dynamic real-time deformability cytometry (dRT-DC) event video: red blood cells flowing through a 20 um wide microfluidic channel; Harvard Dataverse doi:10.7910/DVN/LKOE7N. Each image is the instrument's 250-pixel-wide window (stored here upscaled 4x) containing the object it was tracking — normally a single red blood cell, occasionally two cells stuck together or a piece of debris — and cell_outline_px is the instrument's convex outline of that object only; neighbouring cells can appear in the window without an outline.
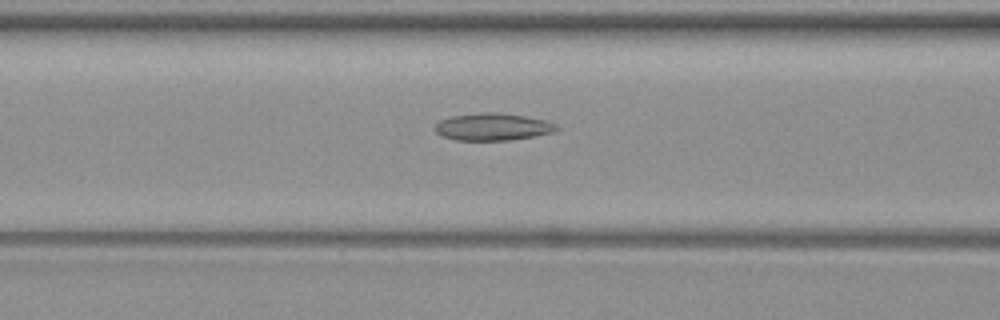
{"species": "common noctule bat (a hibernating species)", "species_latin": "Nyctalus noctula", "temperature_condition": "warm", "stored_images_in_passage": 54, "camera_frame_rate_fps": 3000, "um_per_image_px": 0.085, "animal": {"sex": "female", "body_mass_g": 19.3, "forearm_length_mm": 54.1}, "frame": {"image": 1, "passage_image": 22, "time_ms": 7.0, "image_size_px": [1000, 320], "cell_outline_px": [[560, 128], [552, 132], [532, 136], [508, 140], [456, 140], [440, 136], [436, 132], [436, 124], [440, 120], [448, 116], [480, 112], [496, 112], [524, 116], [544, 120], [556, 124]], "centroid_in_image_um": [41.83, 10.77], "position_along_channel_um": 124.8, "area_um2": 19.25}}
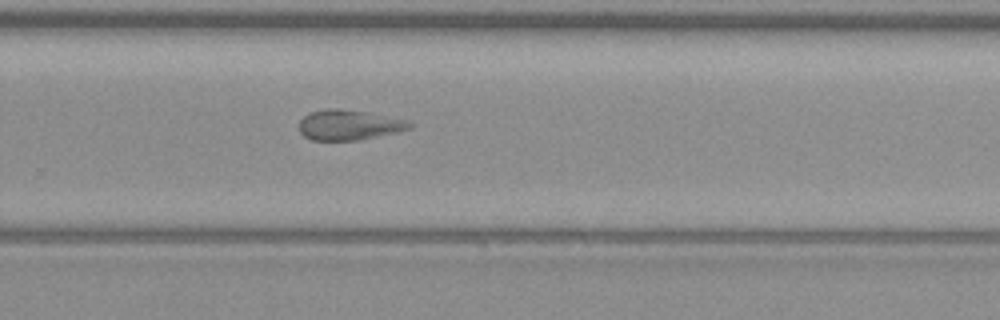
{"frame": {"image": 2, "passage_image": 36, "time_ms": 11.667, "image_size_px": [1000, 320], "cell_outline_px": [[412, 128], [396, 132], [360, 140], [312, 140], [304, 136], [300, 132], [300, 120], [308, 112], [324, 108], [336, 108], [368, 112], [404, 120], [412, 124]], "centroid_in_image_um": [29.61, 10.61], "position_along_channel_um": 300.2, "area_um2": 19.36}}
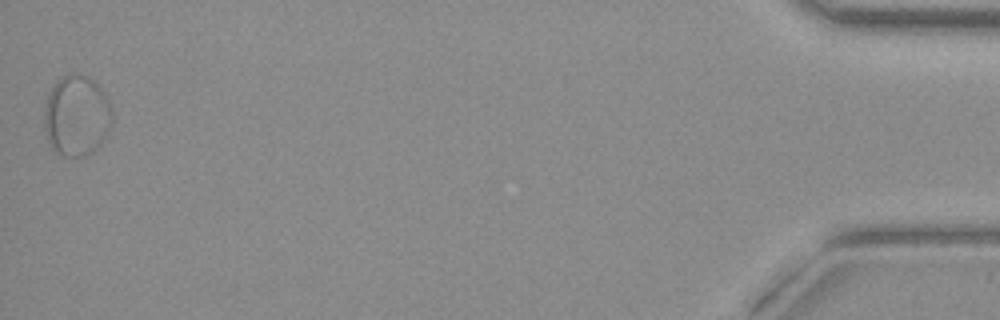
{"frame": {"image": 3, "passage_image": 54, "time_ms": 17.667, "image_size_px": [1000, 320], "cell_outline_px": [[112, 128], [100, 144], [92, 152], [84, 156], [60, 156], [52, 148], [48, 140], [44, 124], [44, 112], [48, 96], [52, 88], [64, 76], [76, 72], [88, 76], [108, 96], [112, 112]], "centroid_in_image_um": [6.54, 9.85], "position_along_channel_um": 428.7, "area_um2": 32.02}, "authors_computed_cell_mechanics": {"area_um2": 21.3571, "velocity_mm_per_s": 3.7668, "shape_relaxation_time_tau1_ms": null, "shape_relaxation_time_tau2_ms": 2.7918, "deformation_change_tau1": null, "deformation_change_tau2": 0.0879}}